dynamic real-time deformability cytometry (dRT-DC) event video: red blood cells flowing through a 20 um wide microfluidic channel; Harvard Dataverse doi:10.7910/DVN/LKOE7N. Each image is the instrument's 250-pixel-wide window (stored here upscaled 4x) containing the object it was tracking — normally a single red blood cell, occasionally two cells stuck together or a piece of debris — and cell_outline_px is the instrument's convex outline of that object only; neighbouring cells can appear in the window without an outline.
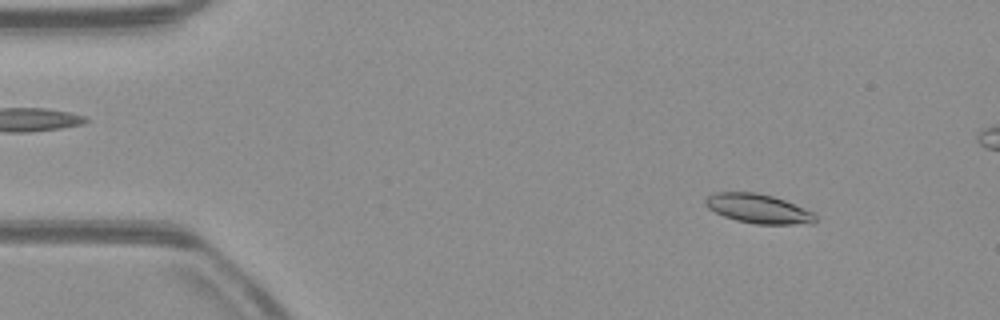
{"species": "common noctule bat (a hibernating species)", "species_latin": "Nyctalus noctula", "temperature_condition": "warm", "stored_images_in_passage": 53, "camera_frame_rate_fps": 3000, "um_per_image_px": 0.085, "animal": {"sex": "male", "body_mass_g": 23.1, "forearm_length_mm": 52.7}, "frame": {"image": 1, "passage_image": 6, "time_ms": 1.667, "image_size_px": [1000, 320], "cell_outline_px": [[816, 220], [812, 224], [756, 224], [736, 220], [724, 216], [708, 208], [704, 204], [704, 200], [708, 196], [716, 192], [756, 192], [772, 196], [784, 200], [804, 208], [812, 212], [816, 216]], "centroid_in_image_um": [64.45, 17.74], "position_along_channel_um": 20.6, "area_um2": 18.67}}
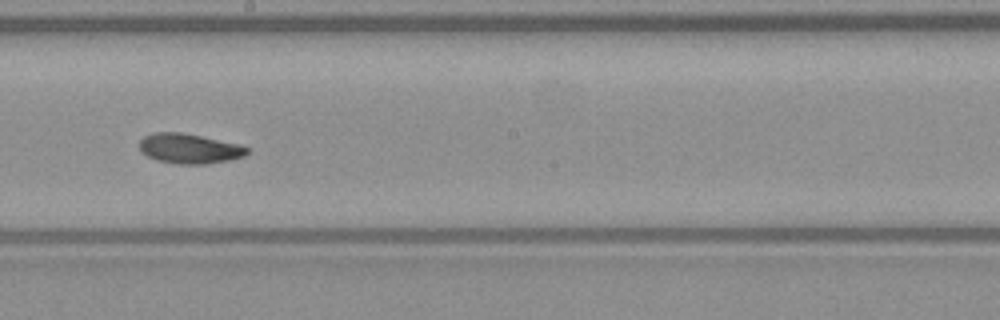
{"frame": {"image": 2, "passage_image": 29, "time_ms": 9.333, "image_size_px": [1000, 320], "cell_outline_px": [[252, 148], [244, 156], [228, 160], [204, 164], [180, 164], [156, 160], [148, 156], [140, 148], [140, 140], [144, 136], [156, 132], [180, 132], [240, 144]], "centroid_in_image_um": [16.13, 12.62], "position_along_channel_um": 232.1, "area_um2": 18.61}}
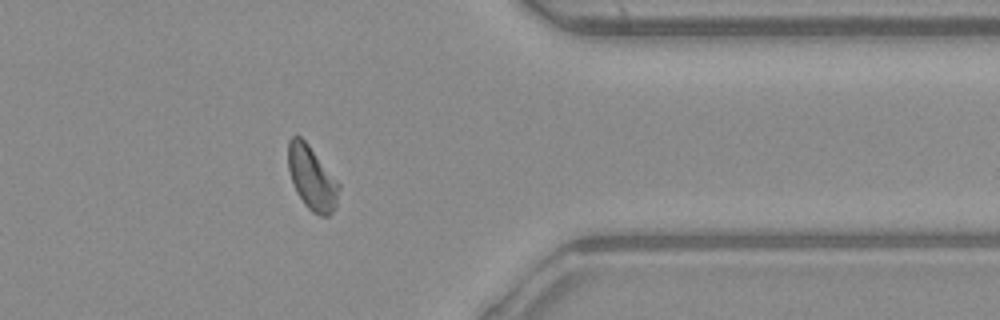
{"frame": {"image": 3, "passage_image": 42, "time_ms": 13.667, "image_size_px": [1000, 320], "cell_outline_px": [[340, 188], [336, 204], [332, 212], [328, 216], [320, 216], [312, 212], [304, 204], [292, 180], [288, 168], [288, 140], [292, 136], [300, 136], [308, 144], [340, 184]], "centroid_in_image_um": [26.52, 15.13], "position_along_channel_um": 384.9, "area_um2": 18.55}, "authors_computed_cell_mechanics": {"area_um2": 18.6116, "velocity_mm_per_s": 3.9052, "shape_relaxation_time_tau1_ms": 5.5501, "shape_relaxation_time_tau2_ms": 6.586, "deformation_change_tau1": 0.1764, "deformation_change_tau2": 0.1452}}